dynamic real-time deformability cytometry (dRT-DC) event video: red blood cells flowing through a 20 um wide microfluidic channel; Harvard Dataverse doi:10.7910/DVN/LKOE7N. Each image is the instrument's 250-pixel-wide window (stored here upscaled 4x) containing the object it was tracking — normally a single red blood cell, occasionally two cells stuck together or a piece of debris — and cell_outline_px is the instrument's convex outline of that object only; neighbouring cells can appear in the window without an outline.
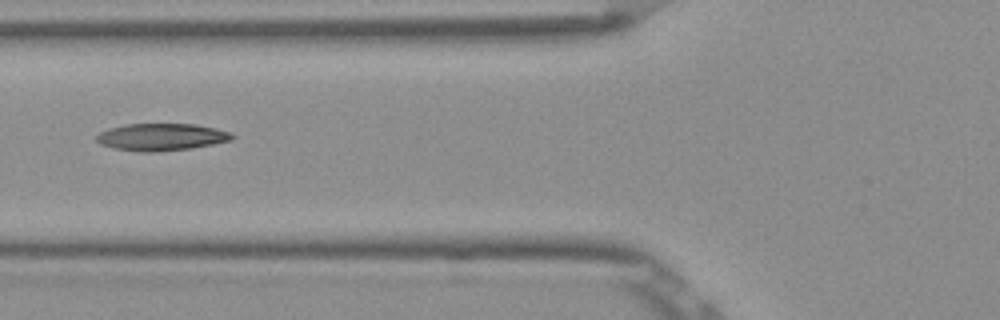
{"species": "Egyptian fruit bat (a non-hibernating species)", "species_latin": "Rousettus aegyptiacus", "temperature_condition": "room temperature", "stored_images_in_passage": 6, "camera_frame_rate_fps": 3000, "um_per_image_px": 0.085, "frame": {"image": 1, "passage_image": 5, "time_ms": 1.333, "image_size_px": [1000, 320], "cell_outline_px": [[236, 136], [232, 140], [192, 148], [156, 152], [140, 152], [112, 148], [100, 144], [96, 140], [96, 136], [100, 132], [108, 128], [124, 124], [196, 124], [216, 128], [232, 132]], "centroid_in_image_um": [13.72, 11.64], "position_along_channel_um": 112.1, "area_um2": 21.73}}
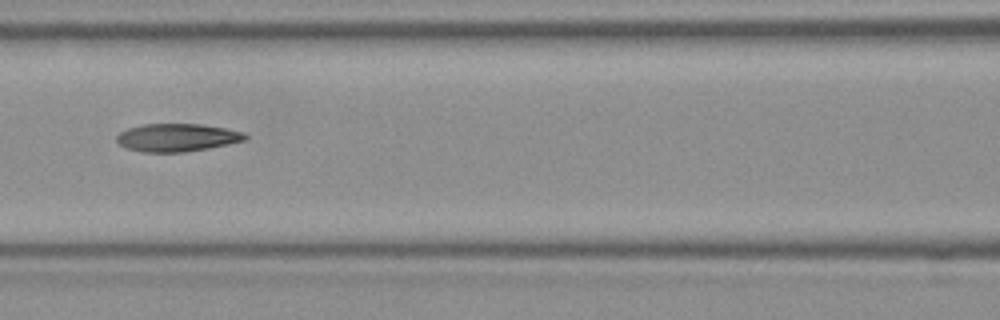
{"frame": {"image": 2, "passage_image": 6, "time_ms": 1.667, "image_size_px": [1000, 320], "cell_outline_px": [[248, 136], [244, 140], [228, 144], [208, 148], [184, 152], [140, 152], [124, 148], [116, 140], [116, 136], [120, 132], [128, 128], [144, 124], [200, 124], [224, 128], [244, 132]], "centroid_in_image_um": [15.01, 11.69], "position_along_channel_um": 151.6, "area_um2": 20.87}}